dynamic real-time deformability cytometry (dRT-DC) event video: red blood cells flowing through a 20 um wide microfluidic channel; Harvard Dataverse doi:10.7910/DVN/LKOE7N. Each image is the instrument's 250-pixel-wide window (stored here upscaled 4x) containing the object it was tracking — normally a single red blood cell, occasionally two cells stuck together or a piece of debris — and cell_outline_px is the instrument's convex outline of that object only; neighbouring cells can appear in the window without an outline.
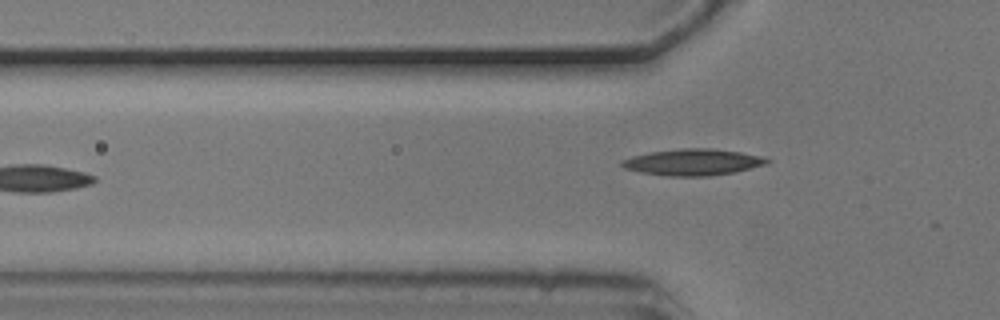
{"species": "common noctule bat (a hibernating species)", "species_latin": "Nyctalus noctula", "temperature_condition": "cold", "stored_images_in_passage": 3, "camera_frame_rate_fps": 3000, "um_per_image_px": 0.085, "animal": {"sex": "male", "body_mass_g": 20.5, "forearm_length_mm": 52.5}, "frame": {"image": 1, "passage_image": 3, "time_ms": 0.667, "image_size_px": [1000, 320], "cell_outline_px": [[772, 160], [768, 164], [732, 172], [708, 176], [668, 176], [640, 172], [624, 168], [620, 164], [620, 160], [632, 156], [648, 152], [684, 148], [712, 148], [740, 152], [760, 156]], "centroid_in_image_um": [58.87, 13.78], "position_along_channel_um": 66.9, "area_um2": 22.31}}